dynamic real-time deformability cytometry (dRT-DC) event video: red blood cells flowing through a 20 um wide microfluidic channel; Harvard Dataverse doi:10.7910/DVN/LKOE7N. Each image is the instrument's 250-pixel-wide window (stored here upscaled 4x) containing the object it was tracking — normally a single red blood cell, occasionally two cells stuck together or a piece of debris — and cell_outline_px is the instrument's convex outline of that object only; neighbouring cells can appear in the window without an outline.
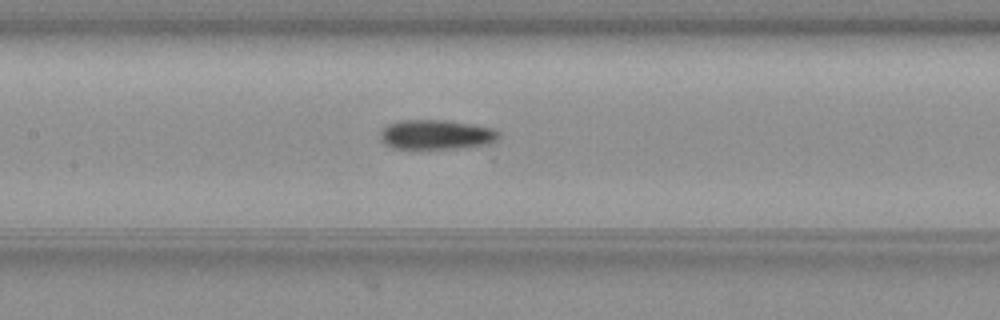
{"species": "common noctule bat (a hibernating species)", "species_latin": "Nyctalus noctula", "temperature_condition": "warm", "stored_images_in_passage": 31, "camera_frame_rate_fps": 3000, "um_per_image_px": 0.085, "animal": {"sex": "female", "body_mass_g": 19.3, "forearm_length_mm": 54.1}, "frame": {"image": 1, "passage_image": 25, "time_ms": 8.0, "image_size_px": [1000, 320], "cell_outline_px": [[500, 136], [496, 140], [484, 148], [392, 148], [384, 144], [380, 136], [380, 132], [388, 124], [400, 120], [448, 120], [476, 124], [496, 128], [500, 132]], "centroid_in_image_um": [37.2, 11.44], "position_along_channel_um": 170.2, "area_um2": 21.1}}
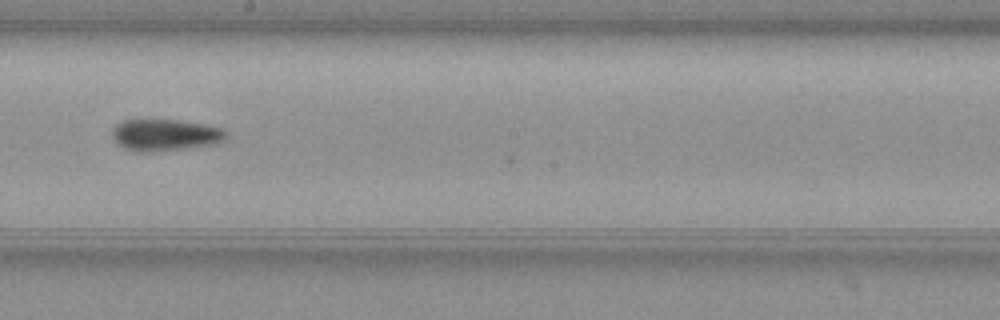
{"frame": {"image": 2, "passage_image": 30, "time_ms": 9.667, "image_size_px": [1000, 320], "cell_outline_px": [[224, 136], [216, 144], [152, 152], [136, 152], [124, 148], [116, 144], [112, 136], [112, 132], [116, 124], [124, 120], [176, 120], [204, 124], [220, 128], [224, 132]], "centroid_in_image_um": [13.94, 11.48], "position_along_channel_um": 234.3, "area_um2": 20.75}}